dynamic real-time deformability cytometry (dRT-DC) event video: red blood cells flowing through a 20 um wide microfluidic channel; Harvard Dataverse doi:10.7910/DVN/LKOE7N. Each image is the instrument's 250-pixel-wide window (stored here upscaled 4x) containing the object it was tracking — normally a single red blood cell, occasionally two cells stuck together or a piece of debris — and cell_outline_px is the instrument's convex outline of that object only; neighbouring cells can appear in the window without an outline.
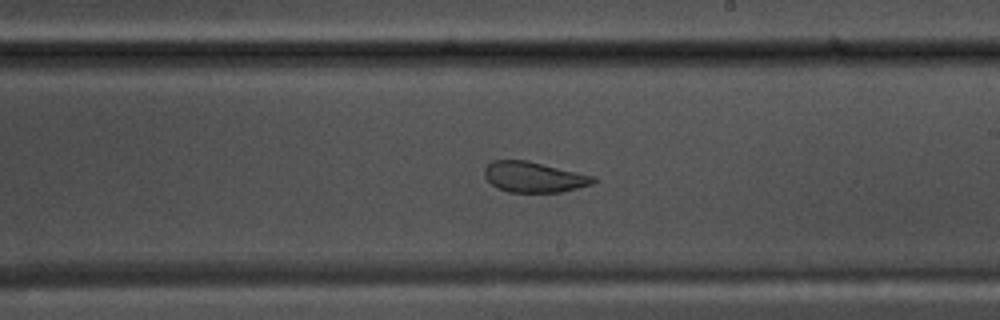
{"species": "common noctule bat (a hibernating species)", "species_latin": "Nyctalus noctula", "temperature_condition": "warm", "stored_images_in_passage": 55, "camera_frame_rate_fps": 3000, "um_per_image_px": 0.085, "animal": {"sex": "male", "body_mass_g": 17.5, "forearm_length_mm": 52.3}, "frame": {"image": 1, "passage_image": 32, "time_ms": 10.333, "image_size_px": [1000, 320], "cell_outline_px": [[596, 180], [592, 184], [564, 192], [508, 192], [496, 188], [484, 176], [484, 168], [492, 160], [528, 160], [596, 176]], "centroid_in_image_um": [45.39, 15.04], "position_along_channel_um": 243.6, "area_um2": 19.59}}
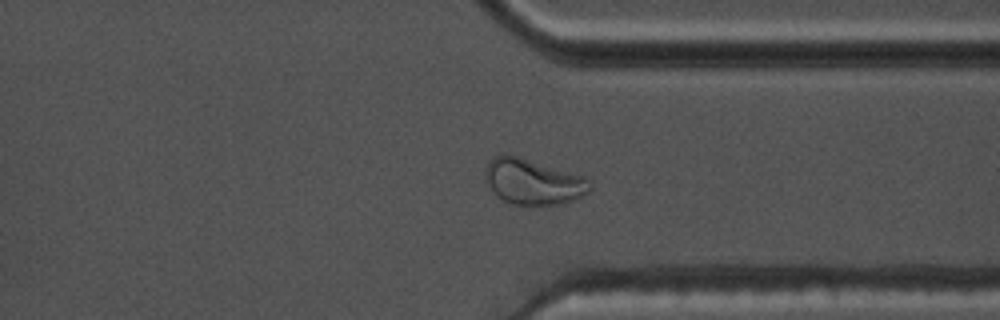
{"frame": {"image": 2, "passage_image": 42, "time_ms": 13.667, "image_size_px": [1000, 320], "cell_outline_px": [[592, 188], [588, 192], [572, 200], [556, 204], [512, 204], [504, 200], [488, 184], [484, 176], [484, 168], [496, 156], [516, 156], [584, 176], [592, 180]], "centroid_in_image_um": [45.35, 15.45], "position_along_channel_um": 366.0, "area_um2": 26.99}}
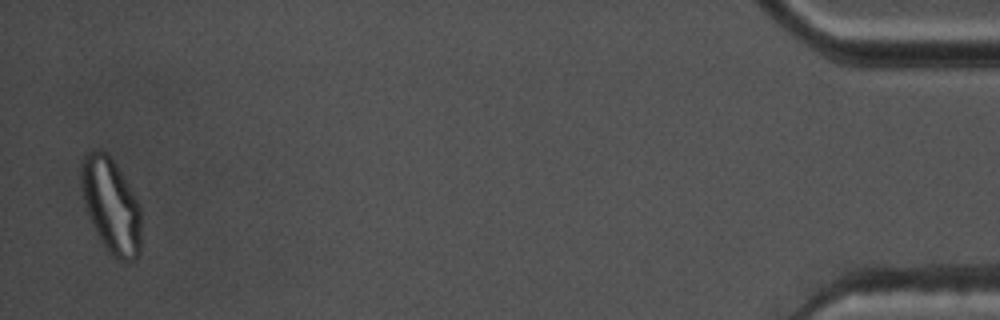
{"frame": {"image": 3, "passage_image": 54, "time_ms": 17.667, "image_size_px": [1000, 320], "cell_outline_px": [[140, 252], [136, 260], [124, 264], [120, 264], [104, 248], [88, 216], [84, 204], [80, 188], [80, 168], [84, 156], [88, 152], [96, 148], [100, 148], [108, 152], [112, 156], [140, 204]], "centroid_in_image_um": [9.43, 17.48], "position_along_channel_um": 425.8, "area_um2": 34.28}, "authors_computed_cell_mechanics": {"area_um2": 25.6632, "velocity_mm_per_s": 3.6715, "shape_relaxation_time_tau1_ms": null, "shape_relaxation_time_tau2_ms": 1.3093, "deformation_change_tau1": null, "deformation_change_tau2": 0.0805}}